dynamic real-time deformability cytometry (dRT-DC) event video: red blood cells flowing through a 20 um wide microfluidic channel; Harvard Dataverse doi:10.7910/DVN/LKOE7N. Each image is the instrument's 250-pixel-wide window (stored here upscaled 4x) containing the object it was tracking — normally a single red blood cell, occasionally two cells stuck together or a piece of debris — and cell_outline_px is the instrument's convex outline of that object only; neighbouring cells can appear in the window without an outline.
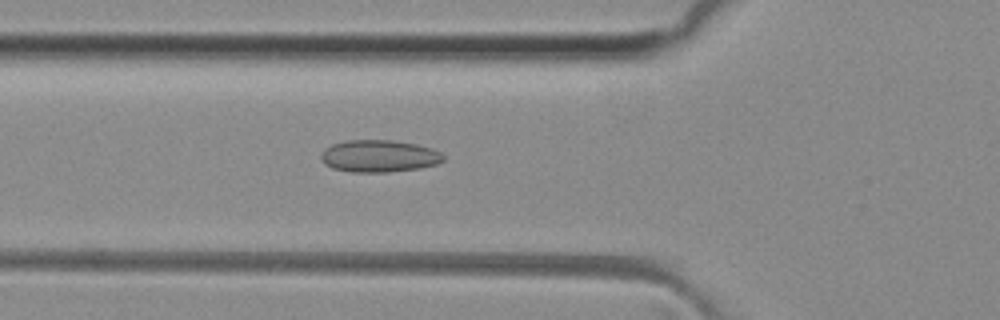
{"species": "common noctule bat (a hibernating species)", "species_latin": "Nyctalus noctula", "temperature_condition": "room temperature", "stored_images_in_passage": 50, "camera_frame_rate_fps": 3000, "um_per_image_px": 0.085, "animal": {"sex": "female", "body_mass_g": 29.2, "forearm_length_mm": 56.3}, "frame": {"image": 1, "passage_image": 17, "time_ms": 5.333, "image_size_px": [1000, 320], "cell_outline_px": [[444, 160], [436, 164], [420, 168], [388, 172], [352, 172], [332, 168], [324, 164], [320, 156], [320, 152], [324, 148], [332, 144], [344, 140], [392, 140], [416, 144], [432, 148], [440, 152], [444, 156]], "centroid_in_image_um": [32.19, 13.26], "position_along_channel_um": 93.6, "area_um2": 23.12}}
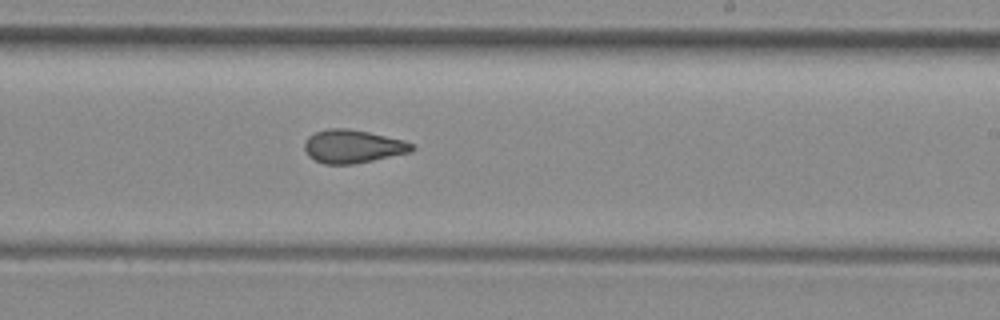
{"frame": {"image": 2, "passage_image": 29, "time_ms": 9.333, "image_size_px": [1000, 320], "cell_outline_px": [[416, 148], [412, 152], [352, 164], [324, 164], [308, 156], [304, 148], [304, 144], [308, 136], [316, 132], [328, 128], [348, 128], [368, 132], [404, 140], [416, 144]], "centroid_in_image_um": [30.01, 12.44], "position_along_channel_um": 259.0, "area_um2": 20.87}}
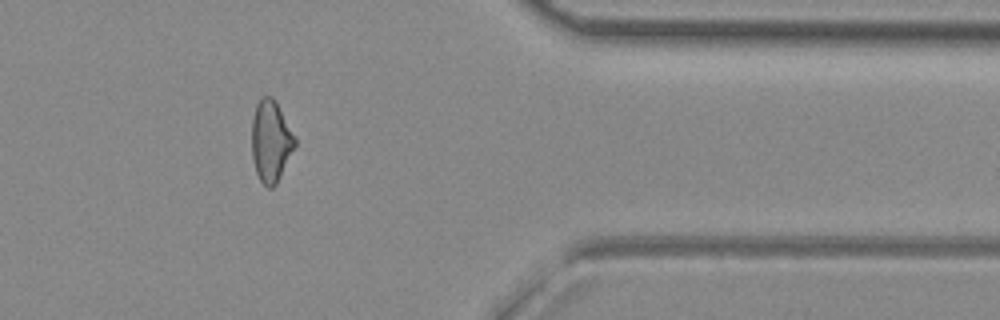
{"frame": {"image": 3, "passage_image": 40, "time_ms": 13.0, "image_size_px": [1000, 320], "cell_outline_px": [[296, 144], [276, 184], [272, 188], [268, 188], [260, 180], [256, 172], [252, 156], [252, 120], [256, 104], [260, 96], [272, 96], [276, 100], [296, 140]], "centroid_in_image_um": [23.0, 11.97], "position_along_channel_um": 388.4, "area_um2": 20.35}, "authors_computed_cell_mechanics": {"area_um2": 20.9814, "velocity_mm_per_s": 4.131, "shape_relaxation_time_tau1_ms": null, "shape_relaxation_time_tau2_ms": 2.0291, "deformation_change_tau1": null, "deformation_change_tau2": 0.0907}}